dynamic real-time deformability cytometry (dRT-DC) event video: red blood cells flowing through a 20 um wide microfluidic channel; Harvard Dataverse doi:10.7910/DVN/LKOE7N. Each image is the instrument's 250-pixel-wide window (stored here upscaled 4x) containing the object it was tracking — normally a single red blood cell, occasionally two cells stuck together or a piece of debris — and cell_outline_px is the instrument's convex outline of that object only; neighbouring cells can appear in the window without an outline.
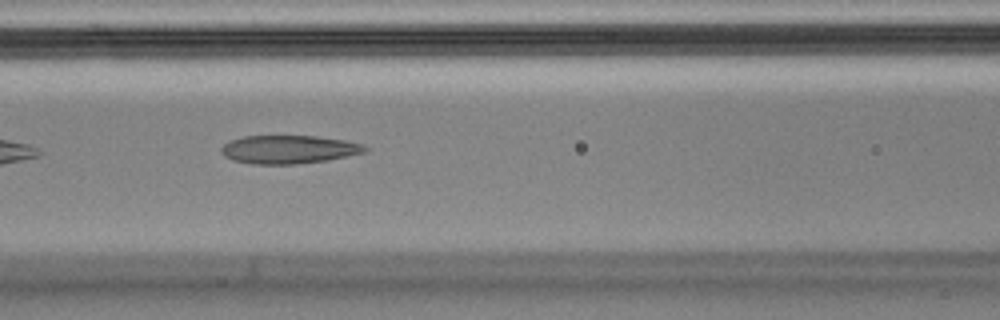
{"species": "Egyptian fruit bat (a non-hibernating species)", "species_latin": "Rousettus aegyptiacus", "temperature_condition": "cold", "stored_images_in_passage": 5, "camera_frame_rate_fps": 3000, "um_per_image_px": 0.085, "animal": {"sex": "male"}, "frame": {"image": 1, "passage_image": 4, "time_ms": 1.0, "image_size_px": [1000, 320], "cell_outline_px": [[368, 148], [364, 152], [328, 160], [296, 164], [252, 164], [232, 160], [224, 156], [220, 148], [224, 144], [232, 140], [244, 136], [316, 136], [344, 140], [364, 144]], "centroid_in_image_um": [24.53, 12.7], "position_along_channel_um": 142.1, "area_um2": 23.64}}
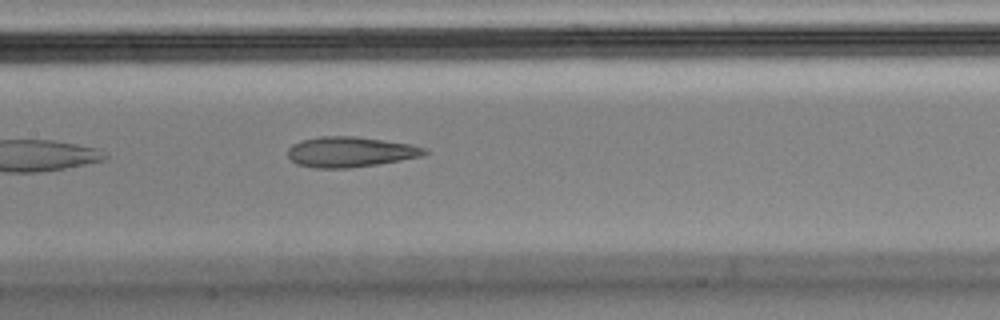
{"frame": {"image": 2, "passage_image": 5, "time_ms": 1.333, "image_size_px": [1000, 320], "cell_outline_px": [[428, 152], [424, 156], [376, 164], [348, 168], [312, 168], [296, 164], [288, 156], [288, 148], [292, 144], [300, 140], [320, 136], [356, 136], [408, 144], [424, 148]], "centroid_in_image_um": [29.71, 12.91], "position_along_channel_um": 177.7, "area_um2": 24.1}}